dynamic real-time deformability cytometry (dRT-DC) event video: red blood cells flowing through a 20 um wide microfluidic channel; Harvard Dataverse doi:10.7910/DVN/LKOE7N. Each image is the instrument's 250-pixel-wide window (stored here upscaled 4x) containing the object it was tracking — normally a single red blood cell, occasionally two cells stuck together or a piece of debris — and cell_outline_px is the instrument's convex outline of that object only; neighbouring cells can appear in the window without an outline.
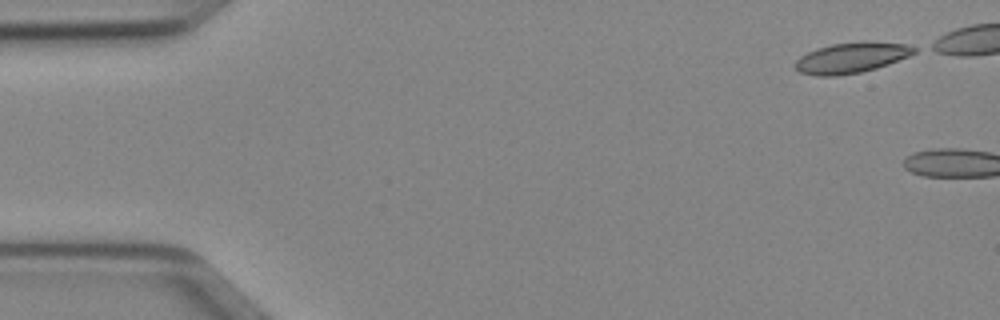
{"species": "Egyptian fruit bat (a non-hibernating species)", "species_latin": "Rousettus aegyptiacus", "temperature_condition": "cold", "stored_images_in_passage": 3, "camera_frame_rate_fps": 3000, "um_per_image_px": 0.085, "animal": {"sex": "female"}, "frame": {"image": 1, "passage_image": 1, "time_ms": 0.0, "image_size_px": [1000, 320], "cell_outline_px": [[916, 52], [908, 56], [888, 64], [876, 68], [860, 72], [836, 76], [816, 76], [800, 72], [796, 68], [796, 60], [800, 56], [816, 48], [832, 44], [908, 44], [916, 48]], "centroid_in_image_um": [72.3, 4.96], "position_along_channel_um": 12.7, "area_um2": 20.17}}